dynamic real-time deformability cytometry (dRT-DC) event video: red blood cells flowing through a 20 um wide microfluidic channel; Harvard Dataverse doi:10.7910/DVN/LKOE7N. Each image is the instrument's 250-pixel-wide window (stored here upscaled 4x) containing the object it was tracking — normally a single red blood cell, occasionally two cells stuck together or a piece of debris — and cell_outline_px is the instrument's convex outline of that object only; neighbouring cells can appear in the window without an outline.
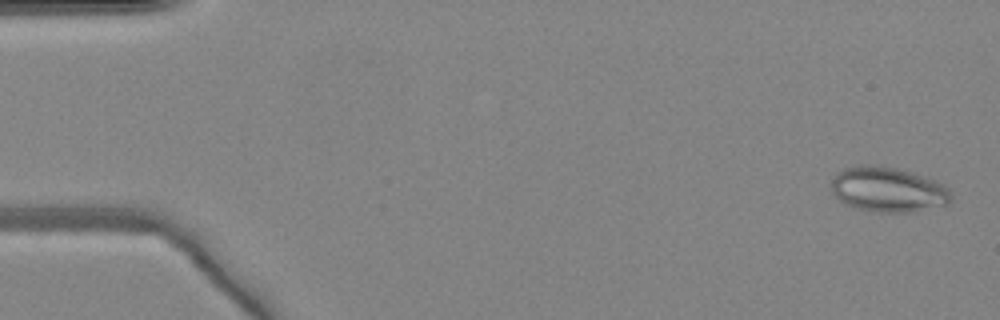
{"species": "common noctule bat (a hibernating species)", "species_latin": "Nyctalus noctula", "temperature_condition": "warm", "stored_images_in_passage": 49, "camera_frame_rate_fps": 3000, "um_per_image_px": 0.085, "animal": {"sex": "female", "body_mass_g": 24.6, "forearm_length_mm": 56.2}, "frame": {"image": 1, "passage_image": 2, "time_ms": 0.333, "image_size_px": [1000, 320], "cell_outline_px": [[952, 200], [948, 204], [912, 212], [872, 212], [856, 208], [844, 204], [832, 192], [832, 180], [836, 172], [844, 168], [860, 164], [876, 164], [896, 168], [912, 172], [936, 180], [944, 184], [948, 188], [952, 196]], "centroid_in_image_um": [75.48, 16.1], "position_along_channel_um": 9.5, "area_um2": 31.85}}
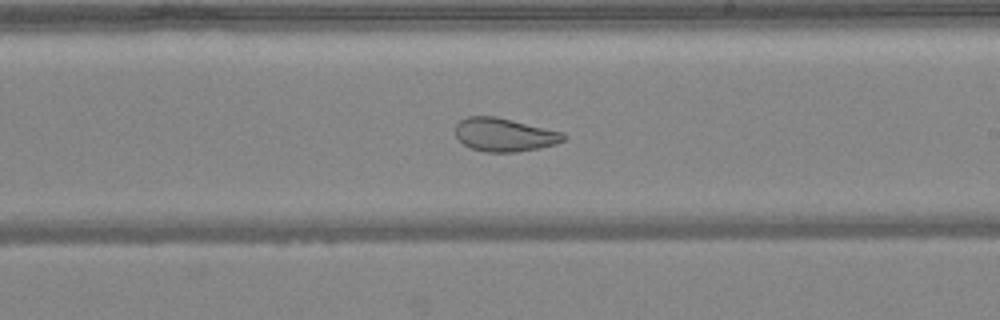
{"frame": {"image": 2, "passage_image": 29, "time_ms": 9.333, "image_size_px": [1000, 320], "cell_outline_px": [[568, 136], [564, 140], [556, 144], [540, 148], [516, 152], [484, 152], [472, 148], [464, 144], [456, 136], [456, 124], [460, 120], [468, 116], [496, 116], [564, 132]], "centroid_in_image_um": [42.91, 11.45], "position_along_channel_um": 246.1, "area_um2": 21.15}}
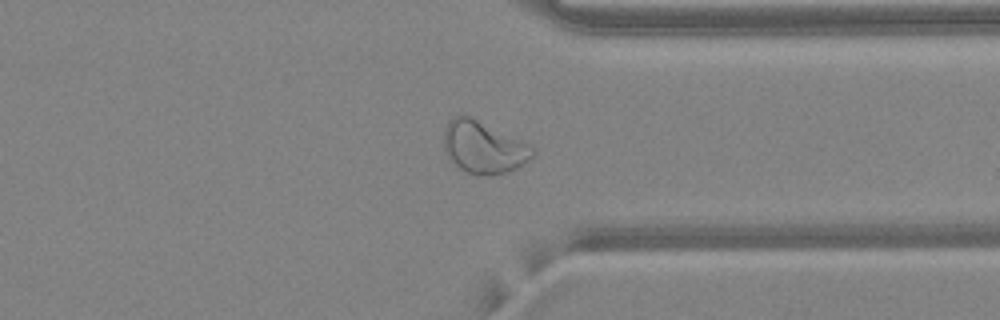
{"frame": {"image": 3, "passage_image": 38, "time_ms": 12.333, "image_size_px": [1000, 320], "cell_outline_px": [[536, 152], [528, 160], [516, 168], [508, 172], [492, 176], [480, 176], [468, 172], [452, 164], [444, 148], [444, 132], [448, 120], [452, 116], [464, 112], [528, 144]], "centroid_in_image_um": [41.05, 12.5], "position_along_channel_um": 370.3, "area_um2": 27.28}, "authors_computed_cell_mechanics": {"area_um2": 29.5936, "velocity_mm_per_s": 4.1948, "shape_relaxation_time_tau1_ms": null, "shape_relaxation_time_tau2_ms": 1.2337, "deformation_change_tau1": null, "deformation_change_tau2": 0.0751}}